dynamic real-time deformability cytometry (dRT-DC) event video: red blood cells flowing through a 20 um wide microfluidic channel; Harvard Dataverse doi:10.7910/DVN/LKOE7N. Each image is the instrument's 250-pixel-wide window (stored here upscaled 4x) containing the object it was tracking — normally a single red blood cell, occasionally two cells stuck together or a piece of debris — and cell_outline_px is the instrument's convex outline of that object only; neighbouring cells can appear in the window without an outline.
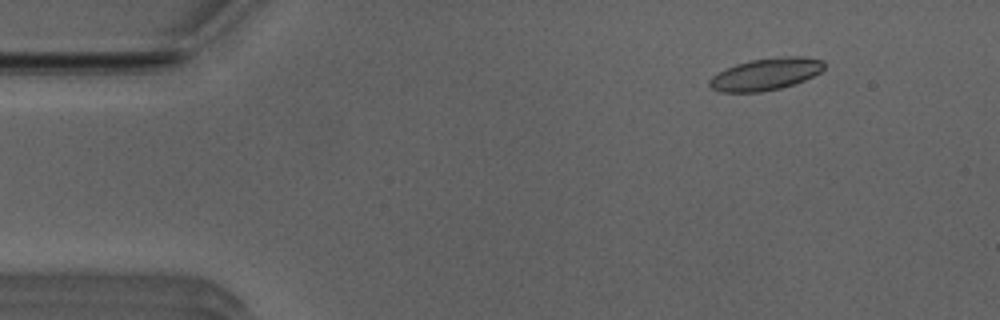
{"species": "Egyptian fruit bat (a non-hibernating species)", "species_latin": "Rousettus aegyptiacus", "temperature_condition": "room temperature", "stored_images_in_passage": 41, "camera_frame_rate_fps": 3000, "um_per_image_px": 0.085, "animal": {"sex": "male"}, "frame": {"image": 1, "passage_image": 6, "time_ms": 1.667, "image_size_px": [1000, 320], "cell_outline_px": [[824, 68], [820, 72], [804, 80], [780, 88], [760, 92], [720, 92], [712, 88], [708, 84], [708, 80], [712, 76], [736, 64], [752, 60], [788, 56], [800, 56], [824, 60]], "centroid_in_image_um": [65.09, 6.31], "position_along_channel_um": 19.9, "area_um2": 21.1}}
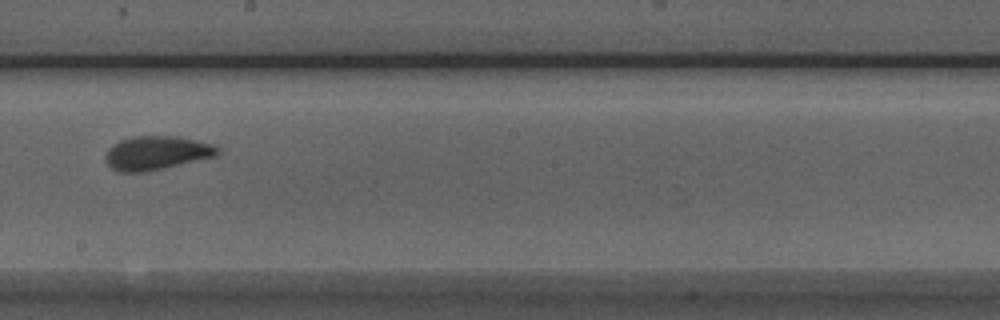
{"frame": {"image": 2, "passage_image": 29, "time_ms": 9.333, "image_size_px": [1000, 320], "cell_outline_px": [[220, 152], [216, 156], [164, 168], [144, 172], [120, 172], [112, 168], [108, 164], [104, 156], [108, 148], [112, 144], [120, 140], [132, 136], [176, 136], [212, 144], [220, 148]], "centroid_in_image_um": [13.29, 12.99], "position_along_channel_um": 234.9, "area_um2": 22.08}}
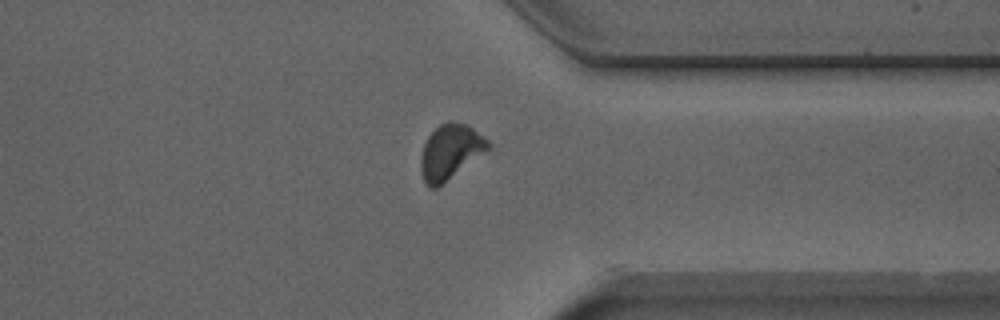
{"frame": {"image": 3, "passage_image": 40, "time_ms": 13.0, "image_size_px": [1000, 320], "cell_outline_px": [[492, 144], [488, 148], [436, 188], [432, 188], [424, 180], [420, 172], [420, 156], [424, 144], [428, 136], [440, 124], [452, 120], [468, 124], [484, 136]], "centroid_in_image_um": [38.25, 12.85], "position_along_channel_um": 373.2, "area_um2": 21.04}, "authors_computed_cell_mechanics": {"area_um2": 21.3282, "velocity_mm_per_s": 3.8845, "shape_relaxation_time_tau1_ms": 4.0226, "shape_relaxation_time_tau2_ms": 1.6682, "deformation_change_tau1": 0.1061, "deformation_change_tau2": 0.0861}}